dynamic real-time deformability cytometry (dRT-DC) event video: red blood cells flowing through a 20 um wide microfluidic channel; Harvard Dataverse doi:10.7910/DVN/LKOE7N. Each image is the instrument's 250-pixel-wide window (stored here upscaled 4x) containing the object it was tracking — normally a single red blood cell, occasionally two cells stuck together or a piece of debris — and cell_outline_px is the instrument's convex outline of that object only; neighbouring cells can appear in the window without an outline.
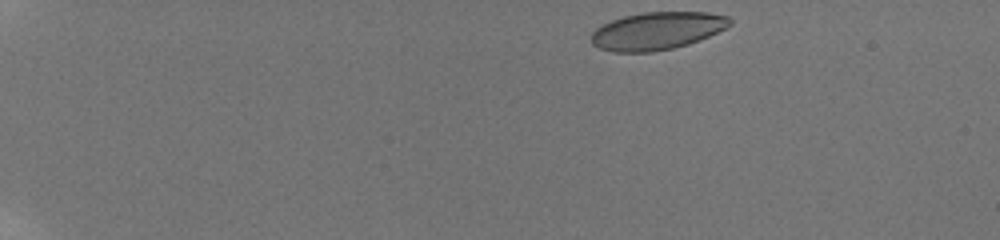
{"species": "human", "species_latin": "Homo sapiens", "temperature_condition": "room temperature", "stored_images_in_passage": 48, "camera_frame_rate_fps": 3000, "um_per_image_px": 0.085, "donor": {"sex": "male"}, "frame": {"image": 1, "passage_image": 1, "time_ms": 0.0, "image_size_px": [1000, 240], "cell_outline_px": [[732, 24], [708, 36], [688, 44], [672, 48], [652, 52], [612, 52], [600, 48], [592, 44], [592, 32], [596, 28], [612, 20], [624, 16], [644, 12], [708, 12], [728, 16], [732, 20]], "centroid_in_image_um": [55.85, 2.62], "position_along_channel_um": 29.2, "area_um2": 30.23}}
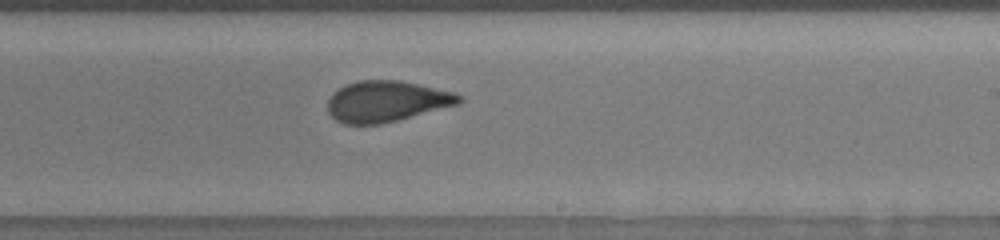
{"frame": {"image": 2, "passage_image": 29, "time_ms": 9.333, "image_size_px": [1000, 240], "cell_outline_px": [[464, 100], [460, 104], [380, 124], [344, 124], [336, 120], [328, 112], [328, 100], [340, 88], [348, 84], [360, 80], [400, 80], [420, 84], [452, 92], [464, 96]], "centroid_in_image_um": [32.9, 8.61], "position_along_channel_um": 256.1, "area_um2": 31.15}}
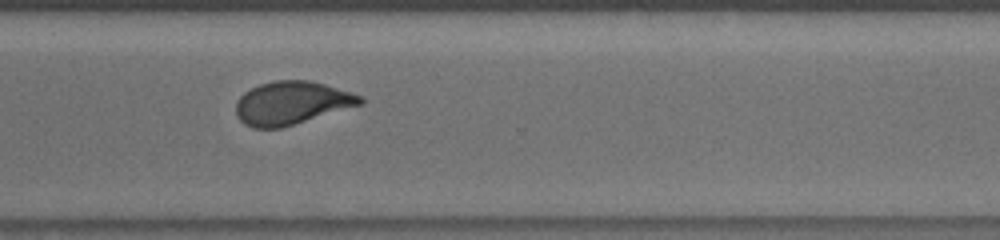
{"frame": {"image": 3, "passage_image": 36, "time_ms": 11.667, "image_size_px": [1000, 240], "cell_outline_px": [[364, 104], [280, 128], [252, 128], [244, 124], [240, 120], [236, 112], [236, 100], [244, 92], [260, 84], [276, 80], [312, 80], [364, 96]], "centroid_in_image_um": [24.81, 8.75], "position_along_channel_um": 345.8, "area_um2": 31.39}, "authors_computed_cell_mechanics": {"area_um2": 31.2698, "velocity_mm_per_s": 3.8412, "shape_relaxation_time_tau1_ms": 6.0461, "shape_relaxation_time_tau2_ms": 0.9513, "deformation_change_tau1": 0.1694, "deformation_change_tau2": 0.0596}}